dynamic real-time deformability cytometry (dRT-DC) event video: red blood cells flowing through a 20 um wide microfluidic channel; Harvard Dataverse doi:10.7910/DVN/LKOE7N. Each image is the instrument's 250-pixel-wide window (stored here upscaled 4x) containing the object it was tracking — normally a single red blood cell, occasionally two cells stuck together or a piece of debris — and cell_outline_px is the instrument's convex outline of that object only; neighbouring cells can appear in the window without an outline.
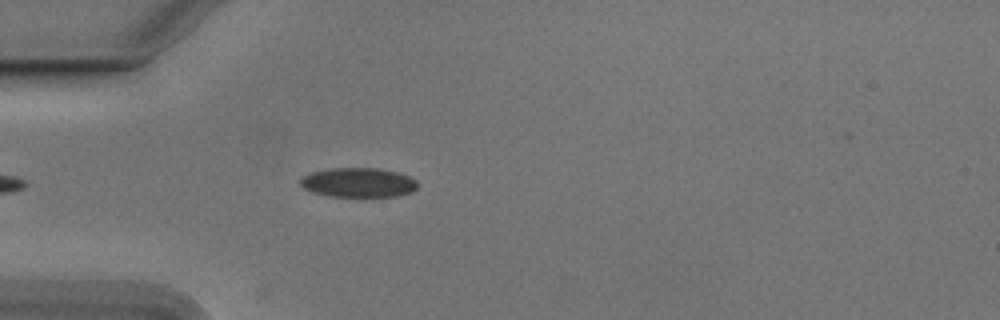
{"species": "Egyptian fruit bat (a non-hibernating species)", "species_latin": "Rousettus aegyptiacus", "temperature_condition": "cold", "stored_images_in_passage": 43, "camera_frame_rate_fps": 3000, "um_per_image_px": 0.085, "animal": {"sex": "male"}, "frame": {"image": 1, "passage_image": 5, "time_ms": 1.333, "image_size_px": [1000, 320], "cell_outline_px": [[416, 188], [412, 192], [396, 196], [332, 196], [312, 192], [304, 188], [300, 184], [300, 180], [304, 176], [312, 172], [332, 168], [376, 168], [396, 172], [408, 176], [416, 180]], "centroid_in_image_um": [30.45, 15.51], "position_along_channel_um": 54.5, "area_um2": 19.83}}
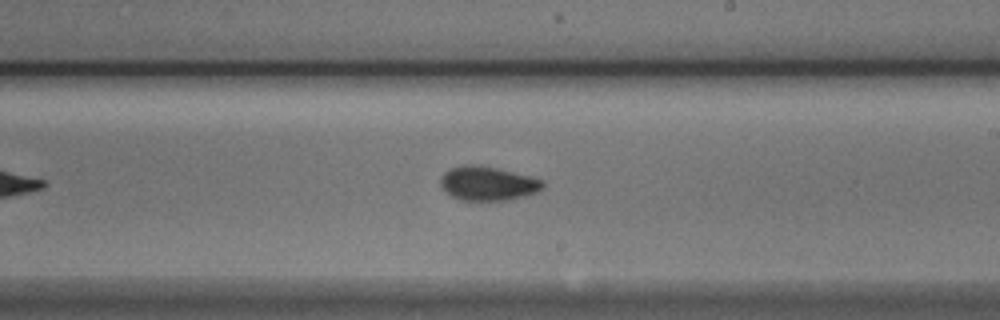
{"frame": {"image": 2, "passage_image": 21, "time_ms": 6.667, "image_size_px": [1000, 320], "cell_outline_px": [[544, 188], [536, 192], [524, 196], [508, 200], [460, 200], [452, 196], [440, 184], [440, 176], [444, 172], [452, 168], [464, 164], [476, 164], [496, 168], [544, 180]], "centroid_in_image_um": [41.46, 15.59], "position_along_channel_um": 247.5, "area_um2": 20.17}}
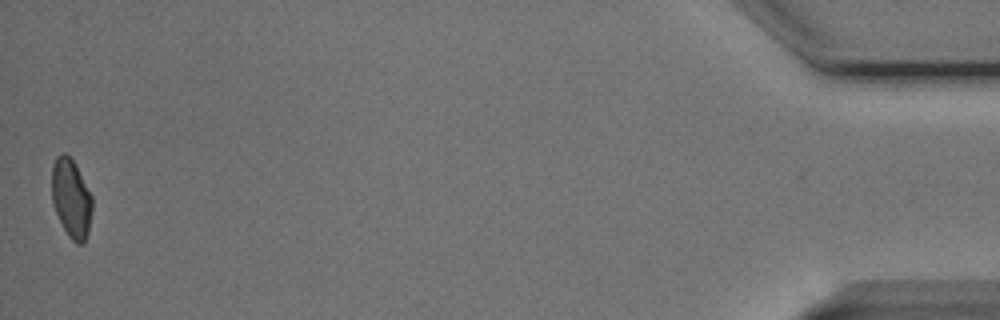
{"frame": {"image": 3, "passage_image": 43, "time_ms": 14.0, "image_size_px": [1000, 320], "cell_outline_px": [[92, 212], [88, 232], [84, 244], [76, 244], [68, 236], [56, 212], [52, 200], [52, 164], [56, 156], [60, 152], [64, 152], [76, 164], [92, 196]], "centroid_in_image_um": [6.06, 16.85], "position_along_channel_um": 429.1, "area_um2": 18.67}, "authors_computed_cell_mechanics": {"area_um2": 19.652, "velocity_mm_per_s": 3.7674, "shape_relaxation_time_tau1_ms": 7.6204, "shape_relaxation_time_tau2_ms": 1.168, "deformation_change_tau1": 0.1337, "deformation_change_tau2": 0.044}}